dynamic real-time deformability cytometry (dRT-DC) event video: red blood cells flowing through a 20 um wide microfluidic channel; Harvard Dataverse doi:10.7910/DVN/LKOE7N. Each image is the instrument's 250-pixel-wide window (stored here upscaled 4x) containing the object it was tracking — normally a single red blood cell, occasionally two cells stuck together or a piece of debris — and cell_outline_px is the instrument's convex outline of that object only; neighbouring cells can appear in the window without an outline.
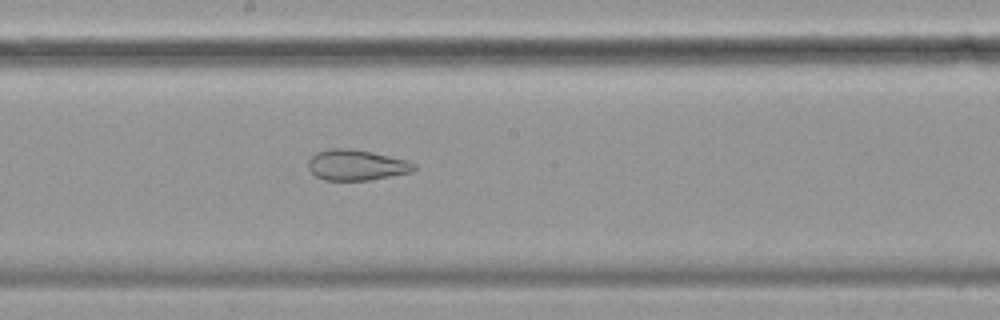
{"species": "common noctule bat (a hibernating species)", "species_latin": "Nyctalus noctula", "temperature_condition": "cold", "stored_images_in_passage": 56, "camera_frame_rate_fps": 3000, "um_per_image_px": 0.085, "animal": {"sex": "female", "body_mass_g": 19.9}, "frame": {"image": 1, "passage_image": 30, "time_ms": 9.667, "image_size_px": [1000, 320], "cell_outline_px": [[416, 168], [412, 172], [368, 180], [324, 180], [316, 176], [308, 168], [308, 160], [316, 152], [328, 148], [352, 148], [372, 152], [408, 160], [416, 164]], "centroid_in_image_um": [30.29, 14.01], "position_along_channel_um": 217.9, "area_um2": 19.02}}
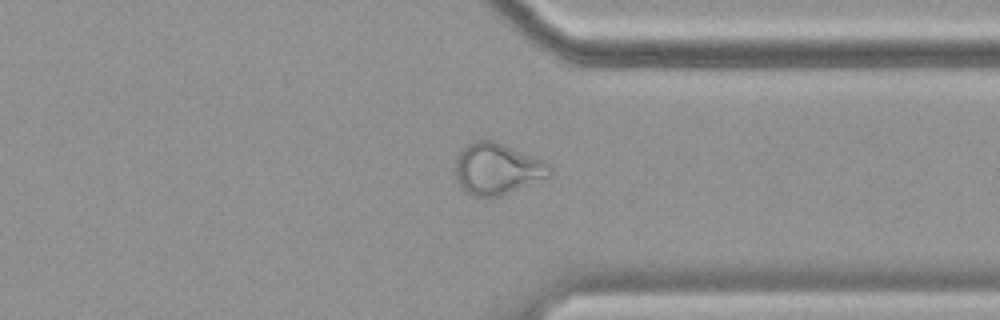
{"frame": {"image": 2, "passage_image": 43, "time_ms": 14.0, "image_size_px": [1000, 320], "cell_outline_px": [[552, 176], [500, 196], [472, 196], [464, 192], [460, 188], [456, 180], [456, 156], [468, 144], [476, 140], [496, 140], [544, 160], [552, 168]], "centroid_in_image_um": [42.27, 14.35], "position_along_channel_um": 369.1, "area_um2": 28.61}}
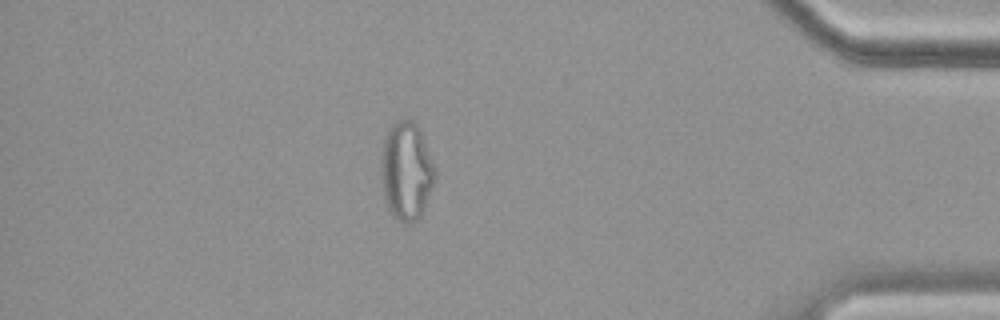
{"frame": {"image": 3, "passage_image": 49, "time_ms": 16.0, "image_size_px": [1000, 320], "cell_outline_px": [[436, 176], [424, 208], [420, 216], [416, 220], [408, 224], [404, 224], [396, 220], [392, 216], [388, 208], [384, 196], [380, 176], [380, 156], [384, 136], [388, 128], [396, 120], [404, 116], [412, 120], [420, 128], [436, 168]], "centroid_in_image_um": [34.52, 14.49], "position_along_channel_um": 400.7, "area_um2": 31.73}, "authors_computed_cell_mechanics": {"area_um2": 28.7266, "velocity_mm_per_s": 3.5178, "shape_relaxation_time_tau1_ms": null, "shape_relaxation_time_tau2_ms": 1.8701, "deformation_change_tau1": null, "deformation_change_tau2": 0.0949}}